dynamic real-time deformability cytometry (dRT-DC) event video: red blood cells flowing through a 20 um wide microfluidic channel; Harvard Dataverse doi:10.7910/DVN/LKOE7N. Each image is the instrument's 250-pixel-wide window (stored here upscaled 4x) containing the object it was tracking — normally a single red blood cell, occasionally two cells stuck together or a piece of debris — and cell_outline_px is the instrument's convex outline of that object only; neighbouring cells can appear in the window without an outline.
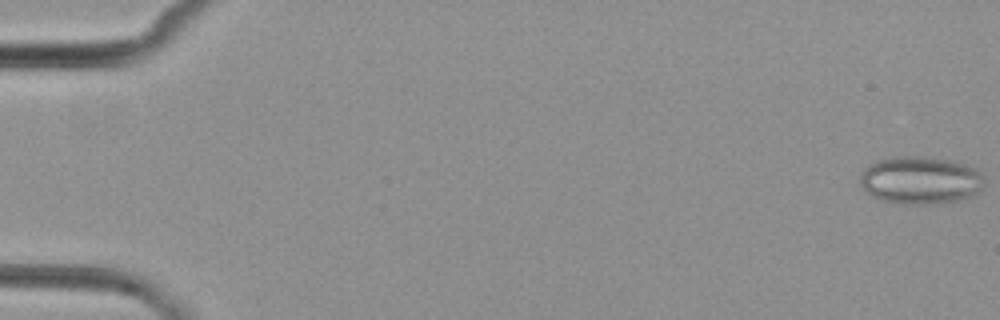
{"species": "common noctule bat (a hibernating species)", "species_latin": "Nyctalus noctula", "temperature_condition": "cold", "stored_images_in_passage": 4, "camera_frame_rate_fps": 3000, "um_per_image_px": 0.085, "animal": {"sex": "female", "body_mass_g": 29.2, "forearm_length_mm": 56.3}, "frame": {"image": 1, "passage_image": 1, "time_ms": 0.0, "image_size_px": [1000, 320], "cell_outline_px": [[984, 188], [972, 196], [956, 200], [928, 204], [904, 204], [884, 200], [872, 196], [864, 192], [860, 184], [860, 172], [868, 164], [876, 160], [892, 156], [924, 156], [952, 160], [976, 168], [980, 176]], "centroid_in_image_um": [78.17, 15.3], "position_along_channel_um": 6.8, "area_um2": 34.74}}